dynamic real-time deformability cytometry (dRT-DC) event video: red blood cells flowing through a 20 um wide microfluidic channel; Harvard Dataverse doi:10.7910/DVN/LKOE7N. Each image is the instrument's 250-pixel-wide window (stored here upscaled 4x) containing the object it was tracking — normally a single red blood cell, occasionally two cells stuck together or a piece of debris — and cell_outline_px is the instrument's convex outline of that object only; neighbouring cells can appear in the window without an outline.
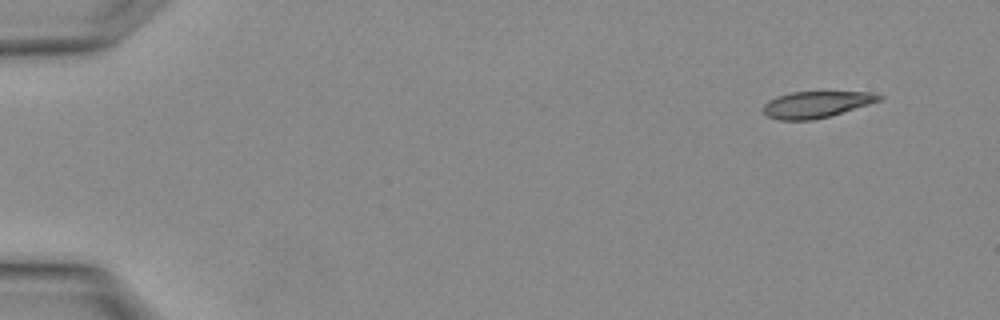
{"species": "Egyptian fruit bat (a non-hibernating species)", "species_latin": "Rousettus aegyptiacus", "temperature_condition": "warm", "stored_images_in_passage": 3, "camera_frame_rate_fps": 3000, "um_per_image_px": 0.085, "animal": {"sex": "female"}, "frame": {"image": 1, "passage_image": 1, "time_ms": 0.0, "image_size_px": [1000, 320], "cell_outline_px": [[884, 100], [832, 116], [812, 120], [776, 120], [768, 116], [764, 112], [764, 104], [768, 100], [776, 96], [792, 92], [872, 92], [884, 96]], "centroid_in_image_um": [69.44, 8.88], "position_along_channel_um": 15.6, "area_um2": 18.15}}